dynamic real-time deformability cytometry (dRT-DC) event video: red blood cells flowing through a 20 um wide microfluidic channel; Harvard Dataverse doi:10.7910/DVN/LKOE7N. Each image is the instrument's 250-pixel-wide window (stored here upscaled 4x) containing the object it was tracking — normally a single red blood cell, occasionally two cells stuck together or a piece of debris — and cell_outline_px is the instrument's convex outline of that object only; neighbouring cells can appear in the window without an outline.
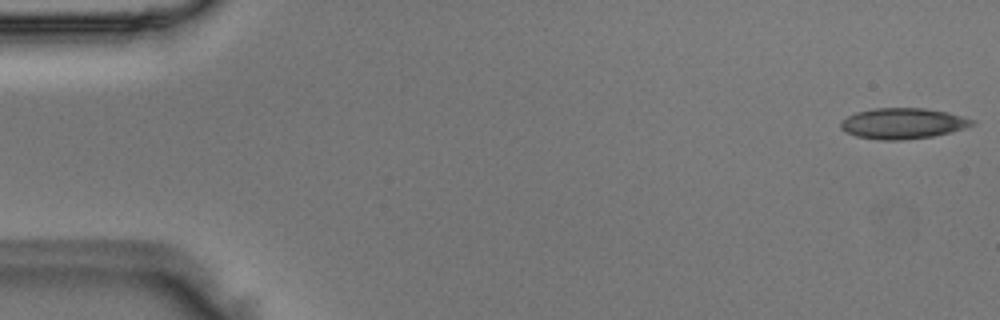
{"species": "Egyptian fruit bat (a non-hibernating species)", "species_latin": "Rousettus aegyptiacus", "temperature_condition": "room temperature", "stored_images_in_passage": 49, "camera_frame_rate_fps": 3000, "um_per_image_px": 0.085, "animal": {"sex": "male"}, "frame": {"image": 1, "passage_image": 1, "time_ms": 0.0, "image_size_px": [1000, 320], "cell_outline_px": [[976, 124], [964, 128], [932, 136], [900, 140], [880, 140], [856, 136], [840, 128], [840, 120], [856, 112], [872, 108], [924, 108], [948, 112], [976, 120]], "centroid_in_image_um": [76.73, 10.48], "position_along_channel_um": 8.3, "area_um2": 23.52}}
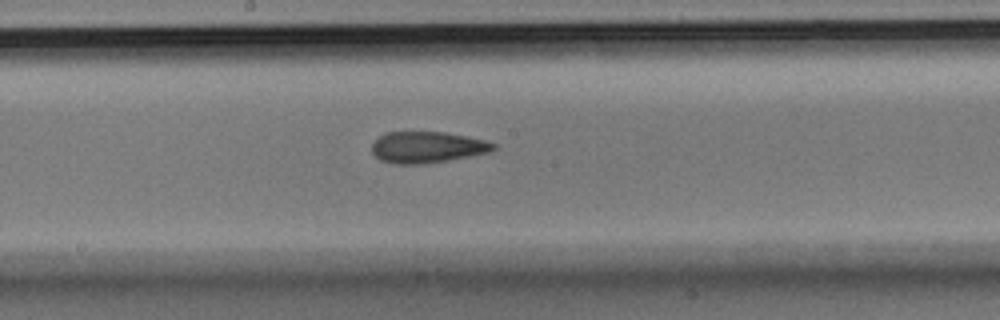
{"frame": {"image": 2, "passage_image": 26, "time_ms": 8.333, "image_size_px": [1000, 320], "cell_outline_px": [[500, 144], [496, 148], [488, 152], [448, 160], [424, 164], [392, 164], [380, 160], [372, 152], [372, 144], [384, 132], [444, 132], [484, 140]], "centroid_in_image_um": [36.3, 12.52], "position_along_channel_um": 211.9, "area_um2": 22.14}}
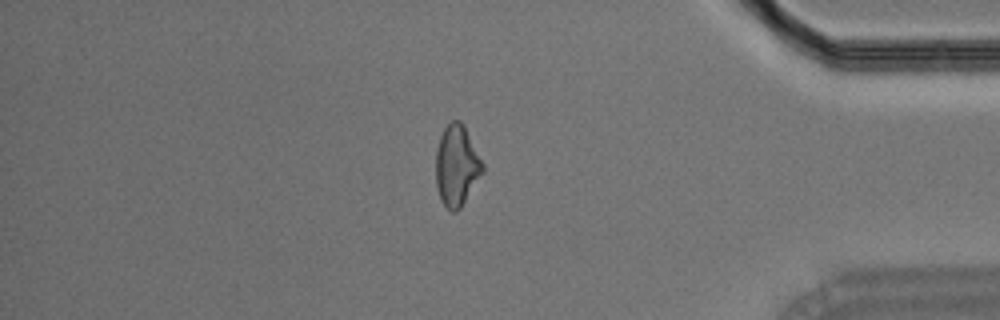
{"frame": {"image": 3, "passage_image": 42, "time_ms": 13.667, "image_size_px": [1000, 320], "cell_outline_px": [[484, 172], [460, 208], [456, 212], [452, 212], [440, 200], [436, 184], [436, 152], [440, 136], [444, 128], [452, 120], [460, 120], [464, 124], [484, 164]], "centroid_in_image_um": [38.83, 14.07], "position_along_channel_um": 396.4, "area_um2": 22.14}}